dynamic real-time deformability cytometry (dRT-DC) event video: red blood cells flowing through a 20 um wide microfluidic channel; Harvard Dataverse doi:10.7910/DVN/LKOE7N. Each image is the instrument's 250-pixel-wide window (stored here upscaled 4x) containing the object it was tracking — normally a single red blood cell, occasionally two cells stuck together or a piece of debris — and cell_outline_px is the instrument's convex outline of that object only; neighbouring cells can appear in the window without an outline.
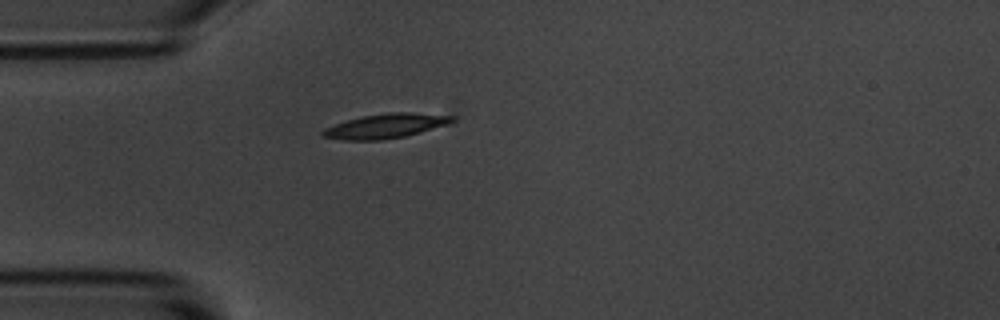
{"species": "common noctule bat (a hibernating species)", "species_latin": "Nyctalus noctula", "temperature_condition": "room temperature", "stored_images_in_passage": 1, "camera_frame_rate_fps": 3000, "um_per_image_px": 0.085, "animal": {"sex": "male", "body_mass_g": 20.1, "forearm_length_mm": 53.5}, "frame": {"image": 1, "passage_image": 1, "time_ms": 0.0, "image_size_px": [1000, 320], "cell_outline_px": [[456, 120], [448, 124], [420, 132], [404, 136], [380, 140], [344, 140], [320, 136], [320, 132], [324, 128], [360, 116], [388, 112], [412, 112], [456, 116]], "centroid_in_image_um": [32.78, 10.7], "position_along_channel_um": 52.2, "area_um2": 18.5}}